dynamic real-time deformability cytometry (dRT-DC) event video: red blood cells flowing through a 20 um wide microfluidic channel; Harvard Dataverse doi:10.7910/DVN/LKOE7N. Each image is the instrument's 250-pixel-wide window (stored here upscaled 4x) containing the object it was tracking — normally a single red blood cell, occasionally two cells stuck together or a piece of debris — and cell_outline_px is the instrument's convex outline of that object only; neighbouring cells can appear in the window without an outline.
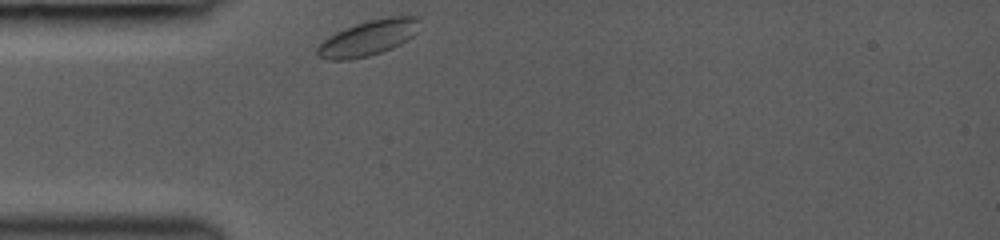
{"species": "common noctule bat (a hibernating species)", "species_latin": "Nyctalus noctula", "temperature_condition": "room temperature", "stored_images_in_passage": 31, "camera_frame_rate_fps": 3000, "um_per_image_px": 0.085, "animal": {"sex": "female", "body_mass_g": 19.0, "forearm_length_mm": 53.3}, "frame": {"image": 1, "passage_image": 1, "time_ms": 0.0, "image_size_px": [1000, 240], "cell_outline_px": [[420, 20], [416, 32], [412, 36], [400, 44], [392, 48], [368, 56], [348, 60], [328, 60], [320, 56], [316, 52], [316, 48], [328, 36], [344, 28], [356, 24], [388, 16], [420, 16]], "centroid_in_image_um": [31.3, 3.22], "position_along_channel_um": 53.7, "area_um2": 20.92}}
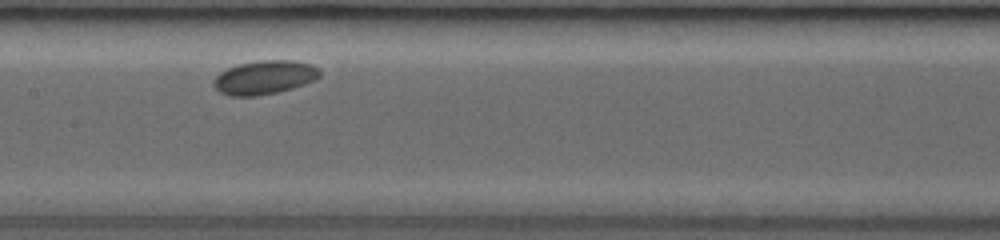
{"frame": {"image": 2, "passage_image": 15, "time_ms": 3.667, "image_size_px": [1000, 240], "cell_outline_px": [[320, 76], [316, 80], [292, 88], [276, 92], [256, 96], [228, 96], [220, 92], [212, 84], [212, 80], [220, 72], [236, 64], [260, 60], [292, 60], [308, 64], [320, 68]], "centroid_in_image_um": [22.46, 6.58], "position_along_channel_um": 184.9, "area_um2": 20.98}}
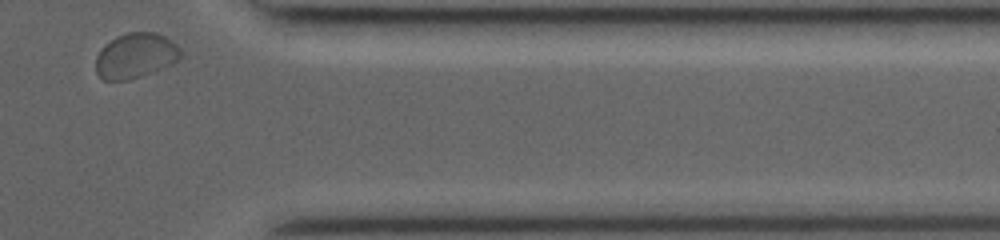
{"frame": {"image": 3, "passage_image": 31, "time_ms": 9.333, "image_size_px": [1000, 240], "cell_outline_px": [[180, 60], [172, 64], [140, 76], [128, 80], [104, 80], [96, 72], [96, 56], [104, 44], [116, 36], [128, 32], [156, 32], [172, 40], [180, 48]], "centroid_in_image_um": [11.52, 4.71], "position_along_channel_um": 399.9, "area_um2": 22.31}}